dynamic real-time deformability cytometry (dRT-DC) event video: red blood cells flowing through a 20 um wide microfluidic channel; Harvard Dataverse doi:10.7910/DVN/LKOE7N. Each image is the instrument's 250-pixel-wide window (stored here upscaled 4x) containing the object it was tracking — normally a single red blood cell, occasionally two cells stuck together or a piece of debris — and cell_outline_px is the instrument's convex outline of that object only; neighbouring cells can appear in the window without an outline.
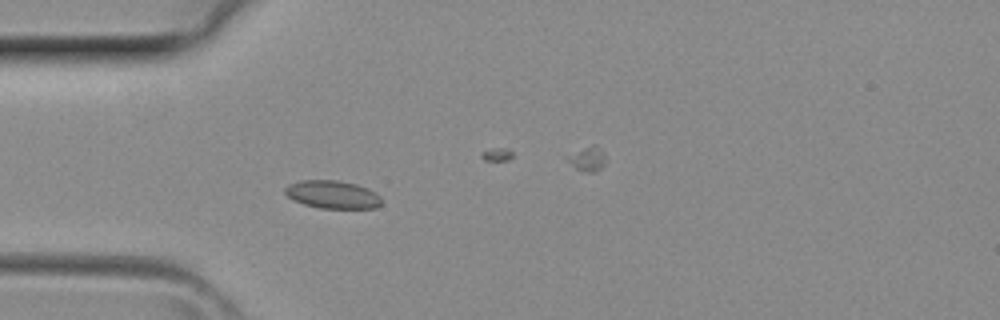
{"species": "common noctule bat (a hibernating species)", "species_latin": "Nyctalus noctula", "temperature_condition": "room temperature", "stored_images_in_passage": 3, "camera_frame_rate_fps": 3000, "um_per_image_px": 0.085, "animal": {"sex": "female", "body_mass_g": 29.2, "forearm_length_mm": 56.3}, "frame": {"image": 1, "passage_image": 3, "time_ms": 0.667, "image_size_px": [1000, 320], "cell_outline_px": [[384, 200], [376, 208], [320, 208], [304, 204], [292, 200], [284, 192], [284, 188], [288, 184], [300, 180], [336, 180], [356, 184], [368, 188], [376, 192]], "centroid_in_image_um": [28.27, 16.53], "position_along_channel_um": 56.7, "area_um2": 15.9}}